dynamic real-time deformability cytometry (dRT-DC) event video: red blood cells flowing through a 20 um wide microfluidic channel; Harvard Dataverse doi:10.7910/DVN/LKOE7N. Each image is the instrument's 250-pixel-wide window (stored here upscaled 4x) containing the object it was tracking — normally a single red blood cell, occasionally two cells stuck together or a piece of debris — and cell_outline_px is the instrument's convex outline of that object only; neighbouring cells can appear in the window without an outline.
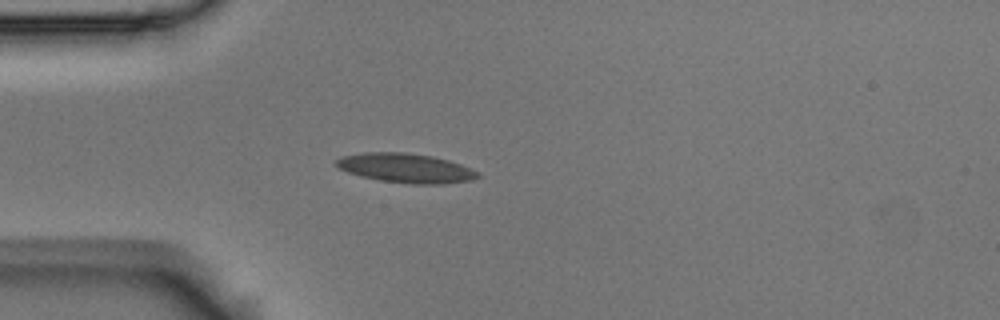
{"species": "Egyptian fruit bat (a non-hibernating species)", "species_latin": "Rousettus aegyptiacus", "temperature_condition": "room temperature", "stored_images_in_passage": 4, "camera_frame_rate_fps": 3000, "um_per_image_px": 0.085, "animal": {"sex": "male"}, "frame": {"image": 1, "passage_image": 4, "time_ms": 1.0, "image_size_px": [1000, 320], "cell_outline_px": [[480, 176], [472, 180], [444, 184], [412, 184], [380, 180], [360, 176], [336, 168], [332, 164], [340, 156], [364, 152], [408, 152], [432, 156], [448, 160], [460, 164], [480, 172]], "centroid_in_image_um": [34.45, 14.28], "position_along_channel_um": 50.5, "area_um2": 24.51}}